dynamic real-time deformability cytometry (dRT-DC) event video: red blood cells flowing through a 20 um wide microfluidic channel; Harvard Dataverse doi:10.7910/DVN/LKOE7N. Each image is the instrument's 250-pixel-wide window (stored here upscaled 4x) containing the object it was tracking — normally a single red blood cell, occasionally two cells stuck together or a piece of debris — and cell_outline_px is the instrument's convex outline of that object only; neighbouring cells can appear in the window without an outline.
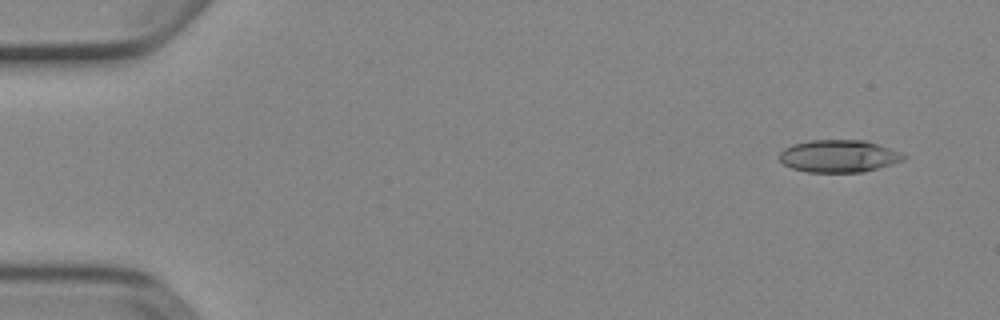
{"species": "Egyptian fruit bat (a non-hibernating species)", "species_latin": "Rousettus aegyptiacus", "temperature_condition": "cold", "stored_images_in_passage": 5, "camera_frame_rate_fps": 3000, "um_per_image_px": 0.085, "animal": {"sex": "female"}, "frame": {"image": 1, "passage_image": 1, "time_ms": 0.0, "image_size_px": [1000, 320], "cell_outline_px": [[908, 156], [904, 160], [892, 164], [864, 172], [808, 172], [792, 168], [784, 164], [780, 160], [780, 152], [784, 148], [792, 144], [812, 140], [864, 140], [880, 144], [900, 152]], "centroid_in_image_um": [71.32, 13.26], "position_along_channel_um": 13.7, "area_um2": 23.52}}
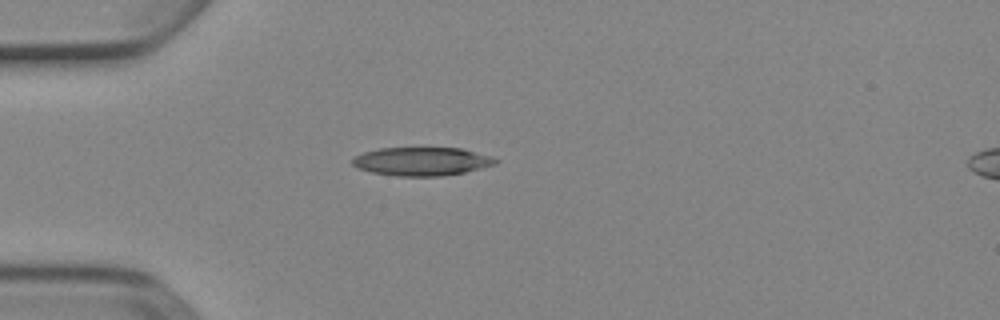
{"frame": {"image": 2, "passage_image": 4, "time_ms": 1.0, "image_size_px": [1000, 320], "cell_outline_px": [[500, 160], [496, 164], [464, 172], [444, 176], [396, 176], [372, 172], [356, 168], [352, 164], [352, 160], [356, 156], [364, 152], [380, 148], [464, 148], [492, 156]], "centroid_in_image_um": [35.88, 13.72], "position_along_channel_um": 49.1, "area_um2": 23.81}}